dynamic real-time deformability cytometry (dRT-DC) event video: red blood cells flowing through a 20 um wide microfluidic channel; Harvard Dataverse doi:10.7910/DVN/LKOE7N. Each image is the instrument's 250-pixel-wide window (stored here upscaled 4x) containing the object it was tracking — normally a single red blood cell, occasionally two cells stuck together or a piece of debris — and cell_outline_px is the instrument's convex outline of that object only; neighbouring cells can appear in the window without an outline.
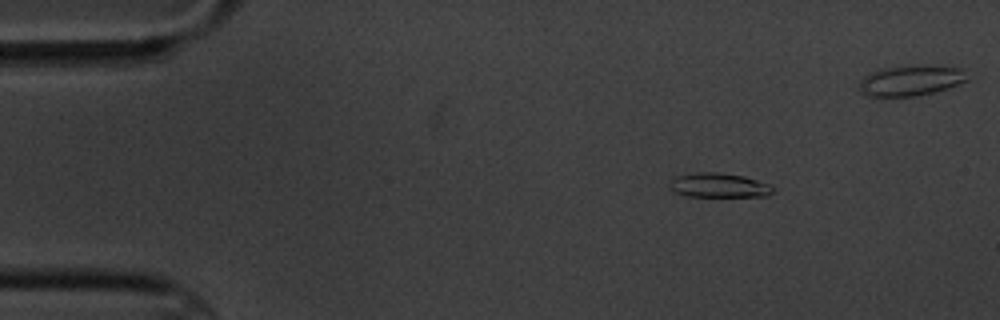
{"species": "common noctule bat (a hibernating species)", "species_latin": "Nyctalus noctula", "temperature_condition": "cold", "stored_images_in_passage": 9, "segment_of_instrument_passage": [1, 2], "camera_frame_rate_fps": 3000, "um_per_image_px": 0.085, "animal": {"sex": "male", "body_mass_g": 20.1, "forearm_length_mm": 53.5}, "frame": {"image": 1, "passage_image": 2, "time_ms": 1.333, "image_size_px": [1000, 320], "cell_outline_px": [[776, 188], [768, 196], [688, 196], [676, 192], [668, 184], [668, 180], [676, 176], [700, 172], [716, 172], [744, 176], [772, 184]], "centroid_in_image_um": [61.15, 15.74], "position_along_channel_um": 23.9, "area_um2": 14.74}}
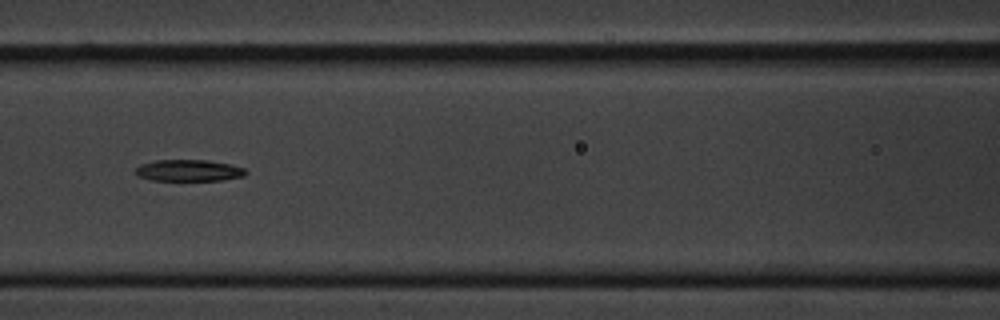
{"frame": {"image": 2, "passage_image": 7, "time_ms": 7.0, "image_size_px": [1000, 320], "cell_outline_px": [[248, 172], [244, 176], [224, 180], [152, 180], [140, 176], [136, 172], [136, 168], [140, 164], [156, 160], [208, 160], [232, 164], [244, 168]], "centroid_in_image_um": [16.1, 14.48], "position_along_channel_um": 150.5, "area_um2": 13.81}}
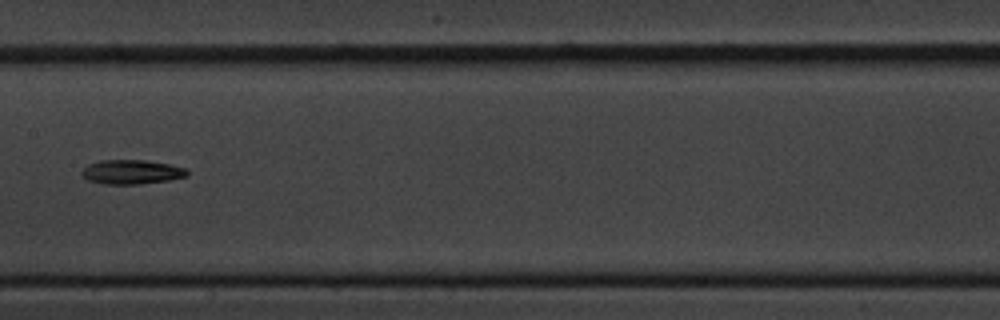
{"frame": {"image": 3, "passage_image": 8, "time_ms": 8.333, "image_size_px": [1000, 320], "cell_outline_px": [[188, 176], [168, 180], [140, 184], [104, 184], [88, 180], [80, 172], [88, 164], [100, 160], [148, 160], [172, 164], [184, 168], [188, 172]], "centroid_in_image_um": [11.2, 14.61], "position_along_channel_um": 196.2, "area_um2": 14.97}}